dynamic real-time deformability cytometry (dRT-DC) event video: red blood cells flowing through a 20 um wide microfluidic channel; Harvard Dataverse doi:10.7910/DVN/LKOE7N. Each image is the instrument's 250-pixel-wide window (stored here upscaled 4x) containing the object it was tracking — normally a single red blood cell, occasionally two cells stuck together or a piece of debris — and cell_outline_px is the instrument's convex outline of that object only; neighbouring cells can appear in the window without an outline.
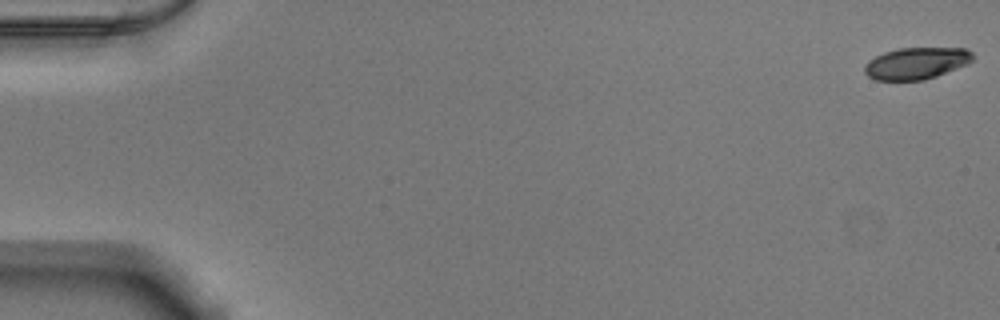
{"species": "Egyptian fruit bat (a non-hibernating species)", "species_latin": "Rousettus aegyptiacus", "temperature_condition": "warm", "stored_images_in_passage": 53, "camera_frame_rate_fps": 3000, "um_per_image_px": 0.085, "animal": {"sex": "male"}, "frame": {"image": 1, "passage_image": 1, "time_ms": 0.0, "image_size_px": [1000, 320], "cell_outline_px": [[976, 56], [968, 64], [936, 76], [924, 80], [876, 80], [868, 76], [864, 72], [864, 64], [868, 60], [884, 52], [900, 48], [964, 48], [972, 52]], "centroid_in_image_um": [77.89, 5.37], "position_along_channel_um": 7.1, "area_um2": 20.11}}
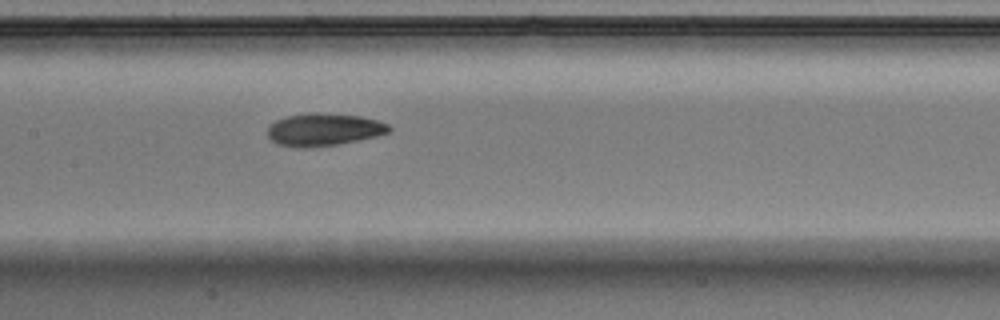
{"frame": {"image": 2, "passage_image": 27, "time_ms": 8.667, "image_size_px": [1000, 320], "cell_outline_px": [[392, 128], [388, 132], [376, 136], [336, 144], [304, 148], [276, 144], [268, 136], [268, 124], [276, 120], [288, 116], [316, 112], [360, 116], [376, 120], [388, 124]], "centroid_in_image_um": [27.49, 11.01], "position_along_channel_um": 179.9, "area_um2": 22.77}}
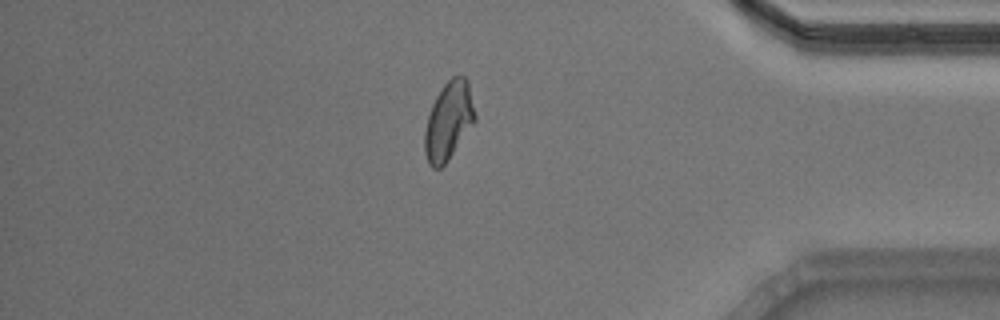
{"frame": {"image": 3, "passage_image": 46, "time_ms": 15.0, "image_size_px": [1000, 320], "cell_outline_px": [[476, 120], [448, 160], [440, 168], [432, 168], [428, 164], [424, 152], [424, 132], [428, 116], [432, 104], [436, 96], [444, 84], [452, 76], [464, 76], [468, 80], [476, 116]], "centroid_in_image_um": [38.12, 10.28], "position_along_channel_um": 397.1, "area_um2": 22.89}, "authors_computed_cell_mechanics": {"area_um2": 22.1374, "velocity_mm_per_s": 3.8647, "shape_relaxation_time_tau1_ms": 5.1245, "shape_relaxation_time_tau2_ms": 3.4904, "deformation_change_tau1": 0.1636, "deformation_change_tau2": 0.0905}}